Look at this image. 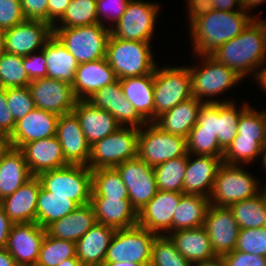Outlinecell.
Wrapping results in <instances>:
<instances>
[{
	"mask_svg": "<svg viewBox=\"0 0 266 266\" xmlns=\"http://www.w3.org/2000/svg\"><path fill=\"white\" fill-rule=\"evenodd\" d=\"M210 56L233 69L241 78L263 66L266 61V21L254 18L237 37L222 44Z\"/></svg>",
	"mask_w": 266,
	"mask_h": 266,
	"instance_id": "cell-2",
	"label": "cell"
},
{
	"mask_svg": "<svg viewBox=\"0 0 266 266\" xmlns=\"http://www.w3.org/2000/svg\"><path fill=\"white\" fill-rule=\"evenodd\" d=\"M32 176L42 172L64 167L69 163L65 160L62 146L57 136L43 138L26 143L20 149Z\"/></svg>",
	"mask_w": 266,
	"mask_h": 266,
	"instance_id": "cell-22",
	"label": "cell"
},
{
	"mask_svg": "<svg viewBox=\"0 0 266 266\" xmlns=\"http://www.w3.org/2000/svg\"><path fill=\"white\" fill-rule=\"evenodd\" d=\"M210 205L209 197L183 194L173 213L172 232L202 227Z\"/></svg>",
	"mask_w": 266,
	"mask_h": 266,
	"instance_id": "cell-35",
	"label": "cell"
},
{
	"mask_svg": "<svg viewBox=\"0 0 266 266\" xmlns=\"http://www.w3.org/2000/svg\"><path fill=\"white\" fill-rule=\"evenodd\" d=\"M263 154V165L266 167V147H263L262 153ZM266 169V168H265Z\"/></svg>",
	"mask_w": 266,
	"mask_h": 266,
	"instance_id": "cell-70",
	"label": "cell"
},
{
	"mask_svg": "<svg viewBox=\"0 0 266 266\" xmlns=\"http://www.w3.org/2000/svg\"><path fill=\"white\" fill-rule=\"evenodd\" d=\"M32 177L23 152L12 148L0 159V201L13 194Z\"/></svg>",
	"mask_w": 266,
	"mask_h": 266,
	"instance_id": "cell-34",
	"label": "cell"
},
{
	"mask_svg": "<svg viewBox=\"0 0 266 266\" xmlns=\"http://www.w3.org/2000/svg\"><path fill=\"white\" fill-rule=\"evenodd\" d=\"M46 229L36 222L13 224L5 249L17 266H35Z\"/></svg>",
	"mask_w": 266,
	"mask_h": 266,
	"instance_id": "cell-16",
	"label": "cell"
},
{
	"mask_svg": "<svg viewBox=\"0 0 266 266\" xmlns=\"http://www.w3.org/2000/svg\"><path fill=\"white\" fill-rule=\"evenodd\" d=\"M232 101L217 103V137L219 146L226 151L237 135L238 120L241 113L248 107L243 104L240 111L236 110Z\"/></svg>",
	"mask_w": 266,
	"mask_h": 266,
	"instance_id": "cell-40",
	"label": "cell"
},
{
	"mask_svg": "<svg viewBox=\"0 0 266 266\" xmlns=\"http://www.w3.org/2000/svg\"><path fill=\"white\" fill-rule=\"evenodd\" d=\"M225 266H266V257L233 250L221 257Z\"/></svg>",
	"mask_w": 266,
	"mask_h": 266,
	"instance_id": "cell-54",
	"label": "cell"
},
{
	"mask_svg": "<svg viewBox=\"0 0 266 266\" xmlns=\"http://www.w3.org/2000/svg\"><path fill=\"white\" fill-rule=\"evenodd\" d=\"M139 128L121 126L105 138L96 141L90 147L87 167L115 168L127 160L138 157Z\"/></svg>",
	"mask_w": 266,
	"mask_h": 266,
	"instance_id": "cell-6",
	"label": "cell"
},
{
	"mask_svg": "<svg viewBox=\"0 0 266 266\" xmlns=\"http://www.w3.org/2000/svg\"><path fill=\"white\" fill-rule=\"evenodd\" d=\"M13 224L14 223L5 214L3 207L0 205V249L6 247Z\"/></svg>",
	"mask_w": 266,
	"mask_h": 266,
	"instance_id": "cell-58",
	"label": "cell"
},
{
	"mask_svg": "<svg viewBox=\"0 0 266 266\" xmlns=\"http://www.w3.org/2000/svg\"><path fill=\"white\" fill-rule=\"evenodd\" d=\"M90 145L115 132L121 125L106 110L95 107L87 100H78L73 111Z\"/></svg>",
	"mask_w": 266,
	"mask_h": 266,
	"instance_id": "cell-25",
	"label": "cell"
},
{
	"mask_svg": "<svg viewBox=\"0 0 266 266\" xmlns=\"http://www.w3.org/2000/svg\"><path fill=\"white\" fill-rule=\"evenodd\" d=\"M71 0H49L48 2V23L55 27L56 18H60Z\"/></svg>",
	"mask_w": 266,
	"mask_h": 266,
	"instance_id": "cell-57",
	"label": "cell"
},
{
	"mask_svg": "<svg viewBox=\"0 0 266 266\" xmlns=\"http://www.w3.org/2000/svg\"><path fill=\"white\" fill-rule=\"evenodd\" d=\"M41 186L52 195L67 196L78 206L90 204L92 170L85 165L68 164L37 176Z\"/></svg>",
	"mask_w": 266,
	"mask_h": 266,
	"instance_id": "cell-5",
	"label": "cell"
},
{
	"mask_svg": "<svg viewBox=\"0 0 266 266\" xmlns=\"http://www.w3.org/2000/svg\"><path fill=\"white\" fill-rule=\"evenodd\" d=\"M244 9L219 11L201 6L189 11L194 51L210 55L227 41L237 37L254 19Z\"/></svg>",
	"mask_w": 266,
	"mask_h": 266,
	"instance_id": "cell-1",
	"label": "cell"
},
{
	"mask_svg": "<svg viewBox=\"0 0 266 266\" xmlns=\"http://www.w3.org/2000/svg\"><path fill=\"white\" fill-rule=\"evenodd\" d=\"M97 223L91 204L79 206L68 215L51 223L46 232L58 239L76 243L92 226Z\"/></svg>",
	"mask_w": 266,
	"mask_h": 266,
	"instance_id": "cell-31",
	"label": "cell"
},
{
	"mask_svg": "<svg viewBox=\"0 0 266 266\" xmlns=\"http://www.w3.org/2000/svg\"><path fill=\"white\" fill-rule=\"evenodd\" d=\"M87 101L112 114L121 126L128 124L130 127L140 128L141 125L144 127L149 124L126 99L119 79L94 92Z\"/></svg>",
	"mask_w": 266,
	"mask_h": 266,
	"instance_id": "cell-18",
	"label": "cell"
},
{
	"mask_svg": "<svg viewBox=\"0 0 266 266\" xmlns=\"http://www.w3.org/2000/svg\"><path fill=\"white\" fill-rule=\"evenodd\" d=\"M6 100L15 122L36 108L28 86L6 88Z\"/></svg>",
	"mask_w": 266,
	"mask_h": 266,
	"instance_id": "cell-49",
	"label": "cell"
},
{
	"mask_svg": "<svg viewBox=\"0 0 266 266\" xmlns=\"http://www.w3.org/2000/svg\"><path fill=\"white\" fill-rule=\"evenodd\" d=\"M42 50L47 62V77L72 85L76 69L79 66L75 57L54 34L47 40Z\"/></svg>",
	"mask_w": 266,
	"mask_h": 266,
	"instance_id": "cell-33",
	"label": "cell"
},
{
	"mask_svg": "<svg viewBox=\"0 0 266 266\" xmlns=\"http://www.w3.org/2000/svg\"><path fill=\"white\" fill-rule=\"evenodd\" d=\"M115 229L100 223L92 226L77 242L76 256L84 266H102Z\"/></svg>",
	"mask_w": 266,
	"mask_h": 266,
	"instance_id": "cell-29",
	"label": "cell"
},
{
	"mask_svg": "<svg viewBox=\"0 0 266 266\" xmlns=\"http://www.w3.org/2000/svg\"><path fill=\"white\" fill-rule=\"evenodd\" d=\"M58 20L62 21L61 27L88 26L99 23L97 0H71Z\"/></svg>",
	"mask_w": 266,
	"mask_h": 266,
	"instance_id": "cell-43",
	"label": "cell"
},
{
	"mask_svg": "<svg viewBox=\"0 0 266 266\" xmlns=\"http://www.w3.org/2000/svg\"><path fill=\"white\" fill-rule=\"evenodd\" d=\"M235 250L266 257V226L240 229Z\"/></svg>",
	"mask_w": 266,
	"mask_h": 266,
	"instance_id": "cell-47",
	"label": "cell"
},
{
	"mask_svg": "<svg viewBox=\"0 0 266 266\" xmlns=\"http://www.w3.org/2000/svg\"><path fill=\"white\" fill-rule=\"evenodd\" d=\"M190 131H209L217 135V103H203L197 123Z\"/></svg>",
	"mask_w": 266,
	"mask_h": 266,
	"instance_id": "cell-51",
	"label": "cell"
},
{
	"mask_svg": "<svg viewBox=\"0 0 266 266\" xmlns=\"http://www.w3.org/2000/svg\"><path fill=\"white\" fill-rule=\"evenodd\" d=\"M264 124H265V134H264V147H266V112H263Z\"/></svg>",
	"mask_w": 266,
	"mask_h": 266,
	"instance_id": "cell-69",
	"label": "cell"
},
{
	"mask_svg": "<svg viewBox=\"0 0 266 266\" xmlns=\"http://www.w3.org/2000/svg\"><path fill=\"white\" fill-rule=\"evenodd\" d=\"M149 266H192V264L176 249L171 239L162 233L153 241Z\"/></svg>",
	"mask_w": 266,
	"mask_h": 266,
	"instance_id": "cell-44",
	"label": "cell"
},
{
	"mask_svg": "<svg viewBox=\"0 0 266 266\" xmlns=\"http://www.w3.org/2000/svg\"><path fill=\"white\" fill-rule=\"evenodd\" d=\"M5 52L4 32L0 30V55Z\"/></svg>",
	"mask_w": 266,
	"mask_h": 266,
	"instance_id": "cell-68",
	"label": "cell"
},
{
	"mask_svg": "<svg viewBox=\"0 0 266 266\" xmlns=\"http://www.w3.org/2000/svg\"><path fill=\"white\" fill-rule=\"evenodd\" d=\"M53 34L82 64L106 57L111 31L105 25L96 23L78 27H53Z\"/></svg>",
	"mask_w": 266,
	"mask_h": 266,
	"instance_id": "cell-4",
	"label": "cell"
},
{
	"mask_svg": "<svg viewBox=\"0 0 266 266\" xmlns=\"http://www.w3.org/2000/svg\"><path fill=\"white\" fill-rule=\"evenodd\" d=\"M48 2L49 0H20L24 17L48 23Z\"/></svg>",
	"mask_w": 266,
	"mask_h": 266,
	"instance_id": "cell-55",
	"label": "cell"
},
{
	"mask_svg": "<svg viewBox=\"0 0 266 266\" xmlns=\"http://www.w3.org/2000/svg\"><path fill=\"white\" fill-rule=\"evenodd\" d=\"M265 124L263 112L253 111L248 106L240 115L238 120L237 135L235 138H255L264 140Z\"/></svg>",
	"mask_w": 266,
	"mask_h": 266,
	"instance_id": "cell-48",
	"label": "cell"
},
{
	"mask_svg": "<svg viewBox=\"0 0 266 266\" xmlns=\"http://www.w3.org/2000/svg\"><path fill=\"white\" fill-rule=\"evenodd\" d=\"M167 236L176 249L191 263L207 262L216 259L211 241L205 228L181 229L170 231Z\"/></svg>",
	"mask_w": 266,
	"mask_h": 266,
	"instance_id": "cell-28",
	"label": "cell"
},
{
	"mask_svg": "<svg viewBox=\"0 0 266 266\" xmlns=\"http://www.w3.org/2000/svg\"><path fill=\"white\" fill-rule=\"evenodd\" d=\"M3 32L5 52L24 57L32 54L37 48L44 47L53 35V27L45 21L26 19Z\"/></svg>",
	"mask_w": 266,
	"mask_h": 266,
	"instance_id": "cell-17",
	"label": "cell"
},
{
	"mask_svg": "<svg viewBox=\"0 0 266 266\" xmlns=\"http://www.w3.org/2000/svg\"><path fill=\"white\" fill-rule=\"evenodd\" d=\"M16 122L14 121L6 100V89L0 87V132L11 135Z\"/></svg>",
	"mask_w": 266,
	"mask_h": 266,
	"instance_id": "cell-56",
	"label": "cell"
},
{
	"mask_svg": "<svg viewBox=\"0 0 266 266\" xmlns=\"http://www.w3.org/2000/svg\"><path fill=\"white\" fill-rule=\"evenodd\" d=\"M202 105L203 102L191 97L158 116L153 123L163 132L187 139L190 130L197 123L198 112Z\"/></svg>",
	"mask_w": 266,
	"mask_h": 266,
	"instance_id": "cell-30",
	"label": "cell"
},
{
	"mask_svg": "<svg viewBox=\"0 0 266 266\" xmlns=\"http://www.w3.org/2000/svg\"><path fill=\"white\" fill-rule=\"evenodd\" d=\"M56 136L62 146L65 160L69 164L88 165L91 145L82 131L79 119L73 112L59 116Z\"/></svg>",
	"mask_w": 266,
	"mask_h": 266,
	"instance_id": "cell-19",
	"label": "cell"
},
{
	"mask_svg": "<svg viewBox=\"0 0 266 266\" xmlns=\"http://www.w3.org/2000/svg\"><path fill=\"white\" fill-rule=\"evenodd\" d=\"M203 67L196 69L188 67L191 78L192 97L203 103H223L217 100H202L203 96H215L241 80V77L231 68L217 62L210 55H204Z\"/></svg>",
	"mask_w": 266,
	"mask_h": 266,
	"instance_id": "cell-11",
	"label": "cell"
},
{
	"mask_svg": "<svg viewBox=\"0 0 266 266\" xmlns=\"http://www.w3.org/2000/svg\"><path fill=\"white\" fill-rule=\"evenodd\" d=\"M115 168L127 188L132 207L139 212L158 191L153 167L137 157Z\"/></svg>",
	"mask_w": 266,
	"mask_h": 266,
	"instance_id": "cell-13",
	"label": "cell"
},
{
	"mask_svg": "<svg viewBox=\"0 0 266 266\" xmlns=\"http://www.w3.org/2000/svg\"><path fill=\"white\" fill-rule=\"evenodd\" d=\"M194 266H225V264L221 257H217L211 261L195 263Z\"/></svg>",
	"mask_w": 266,
	"mask_h": 266,
	"instance_id": "cell-62",
	"label": "cell"
},
{
	"mask_svg": "<svg viewBox=\"0 0 266 266\" xmlns=\"http://www.w3.org/2000/svg\"><path fill=\"white\" fill-rule=\"evenodd\" d=\"M91 197H114L129 199L127 188L116 168L92 170Z\"/></svg>",
	"mask_w": 266,
	"mask_h": 266,
	"instance_id": "cell-38",
	"label": "cell"
},
{
	"mask_svg": "<svg viewBox=\"0 0 266 266\" xmlns=\"http://www.w3.org/2000/svg\"><path fill=\"white\" fill-rule=\"evenodd\" d=\"M40 180L33 176L13 194L0 201L5 214L14 224L36 222Z\"/></svg>",
	"mask_w": 266,
	"mask_h": 266,
	"instance_id": "cell-26",
	"label": "cell"
},
{
	"mask_svg": "<svg viewBox=\"0 0 266 266\" xmlns=\"http://www.w3.org/2000/svg\"><path fill=\"white\" fill-rule=\"evenodd\" d=\"M57 266H84L78 258H69L63 260Z\"/></svg>",
	"mask_w": 266,
	"mask_h": 266,
	"instance_id": "cell-65",
	"label": "cell"
},
{
	"mask_svg": "<svg viewBox=\"0 0 266 266\" xmlns=\"http://www.w3.org/2000/svg\"><path fill=\"white\" fill-rule=\"evenodd\" d=\"M255 79L259 81V84L261 83L262 87L266 89V67L261 69L260 71H254Z\"/></svg>",
	"mask_w": 266,
	"mask_h": 266,
	"instance_id": "cell-63",
	"label": "cell"
},
{
	"mask_svg": "<svg viewBox=\"0 0 266 266\" xmlns=\"http://www.w3.org/2000/svg\"><path fill=\"white\" fill-rule=\"evenodd\" d=\"M184 193L158 190L156 195L137 212V225L159 235L171 230L173 213Z\"/></svg>",
	"mask_w": 266,
	"mask_h": 266,
	"instance_id": "cell-20",
	"label": "cell"
},
{
	"mask_svg": "<svg viewBox=\"0 0 266 266\" xmlns=\"http://www.w3.org/2000/svg\"><path fill=\"white\" fill-rule=\"evenodd\" d=\"M29 54L23 57V66L30 81L47 77L46 57L41 49L39 55Z\"/></svg>",
	"mask_w": 266,
	"mask_h": 266,
	"instance_id": "cell-53",
	"label": "cell"
},
{
	"mask_svg": "<svg viewBox=\"0 0 266 266\" xmlns=\"http://www.w3.org/2000/svg\"><path fill=\"white\" fill-rule=\"evenodd\" d=\"M146 131L139 129L138 157L149 166H156L165 161L188 156L187 139L163 132L153 122Z\"/></svg>",
	"mask_w": 266,
	"mask_h": 266,
	"instance_id": "cell-10",
	"label": "cell"
},
{
	"mask_svg": "<svg viewBox=\"0 0 266 266\" xmlns=\"http://www.w3.org/2000/svg\"><path fill=\"white\" fill-rule=\"evenodd\" d=\"M239 166L222 163L209 200L211 205L228 207L232 203L255 197L261 191L258 181Z\"/></svg>",
	"mask_w": 266,
	"mask_h": 266,
	"instance_id": "cell-8",
	"label": "cell"
},
{
	"mask_svg": "<svg viewBox=\"0 0 266 266\" xmlns=\"http://www.w3.org/2000/svg\"><path fill=\"white\" fill-rule=\"evenodd\" d=\"M102 266H145L144 264H136L129 261L115 262V263H103Z\"/></svg>",
	"mask_w": 266,
	"mask_h": 266,
	"instance_id": "cell-67",
	"label": "cell"
},
{
	"mask_svg": "<svg viewBox=\"0 0 266 266\" xmlns=\"http://www.w3.org/2000/svg\"><path fill=\"white\" fill-rule=\"evenodd\" d=\"M105 58L118 79L151 74L157 66L149 42L123 40L112 35Z\"/></svg>",
	"mask_w": 266,
	"mask_h": 266,
	"instance_id": "cell-3",
	"label": "cell"
},
{
	"mask_svg": "<svg viewBox=\"0 0 266 266\" xmlns=\"http://www.w3.org/2000/svg\"><path fill=\"white\" fill-rule=\"evenodd\" d=\"M208 0H188V8L191 11L192 9L205 6Z\"/></svg>",
	"mask_w": 266,
	"mask_h": 266,
	"instance_id": "cell-66",
	"label": "cell"
},
{
	"mask_svg": "<svg viewBox=\"0 0 266 266\" xmlns=\"http://www.w3.org/2000/svg\"><path fill=\"white\" fill-rule=\"evenodd\" d=\"M203 227L217 257L235 249L240 228L229 207L210 205Z\"/></svg>",
	"mask_w": 266,
	"mask_h": 266,
	"instance_id": "cell-15",
	"label": "cell"
},
{
	"mask_svg": "<svg viewBox=\"0 0 266 266\" xmlns=\"http://www.w3.org/2000/svg\"><path fill=\"white\" fill-rule=\"evenodd\" d=\"M28 88L36 108L58 116L71 113L78 101L72 85L58 79H35L29 83Z\"/></svg>",
	"mask_w": 266,
	"mask_h": 266,
	"instance_id": "cell-14",
	"label": "cell"
},
{
	"mask_svg": "<svg viewBox=\"0 0 266 266\" xmlns=\"http://www.w3.org/2000/svg\"><path fill=\"white\" fill-rule=\"evenodd\" d=\"M126 99L147 122H154V72L119 79Z\"/></svg>",
	"mask_w": 266,
	"mask_h": 266,
	"instance_id": "cell-32",
	"label": "cell"
},
{
	"mask_svg": "<svg viewBox=\"0 0 266 266\" xmlns=\"http://www.w3.org/2000/svg\"><path fill=\"white\" fill-rule=\"evenodd\" d=\"M0 266H17L14 258L5 249H0Z\"/></svg>",
	"mask_w": 266,
	"mask_h": 266,
	"instance_id": "cell-61",
	"label": "cell"
},
{
	"mask_svg": "<svg viewBox=\"0 0 266 266\" xmlns=\"http://www.w3.org/2000/svg\"><path fill=\"white\" fill-rule=\"evenodd\" d=\"M240 229L266 226V200L262 192L228 206Z\"/></svg>",
	"mask_w": 266,
	"mask_h": 266,
	"instance_id": "cell-37",
	"label": "cell"
},
{
	"mask_svg": "<svg viewBox=\"0 0 266 266\" xmlns=\"http://www.w3.org/2000/svg\"><path fill=\"white\" fill-rule=\"evenodd\" d=\"M157 234L139 225L115 230L104 263L129 261L149 266Z\"/></svg>",
	"mask_w": 266,
	"mask_h": 266,
	"instance_id": "cell-7",
	"label": "cell"
},
{
	"mask_svg": "<svg viewBox=\"0 0 266 266\" xmlns=\"http://www.w3.org/2000/svg\"><path fill=\"white\" fill-rule=\"evenodd\" d=\"M131 0H97V18L100 24L102 15L107 19L116 21L120 20L122 14L127 10L128 4Z\"/></svg>",
	"mask_w": 266,
	"mask_h": 266,
	"instance_id": "cell-52",
	"label": "cell"
},
{
	"mask_svg": "<svg viewBox=\"0 0 266 266\" xmlns=\"http://www.w3.org/2000/svg\"><path fill=\"white\" fill-rule=\"evenodd\" d=\"M158 6L131 0L120 20L110 29L111 35L123 40L150 42Z\"/></svg>",
	"mask_w": 266,
	"mask_h": 266,
	"instance_id": "cell-12",
	"label": "cell"
},
{
	"mask_svg": "<svg viewBox=\"0 0 266 266\" xmlns=\"http://www.w3.org/2000/svg\"><path fill=\"white\" fill-rule=\"evenodd\" d=\"M30 82L23 66V56L6 52L0 55V87H26Z\"/></svg>",
	"mask_w": 266,
	"mask_h": 266,
	"instance_id": "cell-42",
	"label": "cell"
},
{
	"mask_svg": "<svg viewBox=\"0 0 266 266\" xmlns=\"http://www.w3.org/2000/svg\"><path fill=\"white\" fill-rule=\"evenodd\" d=\"M117 80L114 70L106 58H103L79 64L72 88L78 100H87L94 92Z\"/></svg>",
	"mask_w": 266,
	"mask_h": 266,
	"instance_id": "cell-24",
	"label": "cell"
},
{
	"mask_svg": "<svg viewBox=\"0 0 266 266\" xmlns=\"http://www.w3.org/2000/svg\"><path fill=\"white\" fill-rule=\"evenodd\" d=\"M12 148L10 135L0 132V159L4 157Z\"/></svg>",
	"mask_w": 266,
	"mask_h": 266,
	"instance_id": "cell-60",
	"label": "cell"
},
{
	"mask_svg": "<svg viewBox=\"0 0 266 266\" xmlns=\"http://www.w3.org/2000/svg\"><path fill=\"white\" fill-rule=\"evenodd\" d=\"M154 71V121L164 112L192 97L188 67H170Z\"/></svg>",
	"mask_w": 266,
	"mask_h": 266,
	"instance_id": "cell-9",
	"label": "cell"
},
{
	"mask_svg": "<svg viewBox=\"0 0 266 266\" xmlns=\"http://www.w3.org/2000/svg\"><path fill=\"white\" fill-rule=\"evenodd\" d=\"M69 258H77L76 243L54 238L46 232L35 266H57Z\"/></svg>",
	"mask_w": 266,
	"mask_h": 266,
	"instance_id": "cell-41",
	"label": "cell"
},
{
	"mask_svg": "<svg viewBox=\"0 0 266 266\" xmlns=\"http://www.w3.org/2000/svg\"><path fill=\"white\" fill-rule=\"evenodd\" d=\"M25 20L20 0H0V30L10 29Z\"/></svg>",
	"mask_w": 266,
	"mask_h": 266,
	"instance_id": "cell-50",
	"label": "cell"
},
{
	"mask_svg": "<svg viewBox=\"0 0 266 266\" xmlns=\"http://www.w3.org/2000/svg\"><path fill=\"white\" fill-rule=\"evenodd\" d=\"M262 193H263V195H264V198H265V200H266V187L263 189V191H261Z\"/></svg>",
	"mask_w": 266,
	"mask_h": 266,
	"instance_id": "cell-71",
	"label": "cell"
},
{
	"mask_svg": "<svg viewBox=\"0 0 266 266\" xmlns=\"http://www.w3.org/2000/svg\"><path fill=\"white\" fill-rule=\"evenodd\" d=\"M191 161L189 153L183 181V193L210 197L217 171L223 163V157L196 155ZM205 189V191H204ZM209 195V196H208Z\"/></svg>",
	"mask_w": 266,
	"mask_h": 266,
	"instance_id": "cell-23",
	"label": "cell"
},
{
	"mask_svg": "<svg viewBox=\"0 0 266 266\" xmlns=\"http://www.w3.org/2000/svg\"><path fill=\"white\" fill-rule=\"evenodd\" d=\"M265 1L266 0H242V6H243V9L247 11V9L250 10L252 7H255Z\"/></svg>",
	"mask_w": 266,
	"mask_h": 266,
	"instance_id": "cell-64",
	"label": "cell"
},
{
	"mask_svg": "<svg viewBox=\"0 0 266 266\" xmlns=\"http://www.w3.org/2000/svg\"><path fill=\"white\" fill-rule=\"evenodd\" d=\"M236 3L237 9H243L242 0H208L205 6L219 11H234L233 6Z\"/></svg>",
	"mask_w": 266,
	"mask_h": 266,
	"instance_id": "cell-59",
	"label": "cell"
},
{
	"mask_svg": "<svg viewBox=\"0 0 266 266\" xmlns=\"http://www.w3.org/2000/svg\"><path fill=\"white\" fill-rule=\"evenodd\" d=\"M187 156L171 159L153 167L158 190L183 193Z\"/></svg>",
	"mask_w": 266,
	"mask_h": 266,
	"instance_id": "cell-39",
	"label": "cell"
},
{
	"mask_svg": "<svg viewBox=\"0 0 266 266\" xmlns=\"http://www.w3.org/2000/svg\"><path fill=\"white\" fill-rule=\"evenodd\" d=\"M97 223L113 227L115 230L137 225V211L129 199L114 197H91Z\"/></svg>",
	"mask_w": 266,
	"mask_h": 266,
	"instance_id": "cell-27",
	"label": "cell"
},
{
	"mask_svg": "<svg viewBox=\"0 0 266 266\" xmlns=\"http://www.w3.org/2000/svg\"><path fill=\"white\" fill-rule=\"evenodd\" d=\"M187 152L190 155L223 157L225 151L219 146L218 137L213 132L190 131L187 137Z\"/></svg>",
	"mask_w": 266,
	"mask_h": 266,
	"instance_id": "cell-46",
	"label": "cell"
},
{
	"mask_svg": "<svg viewBox=\"0 0 266 266\" xmlns=\"http://www.w3.org/2000/svg\"><path fill=\"white\" fill-rule=\"evenodd\" d=\"M58 118L54 113L34 108L16 122L10 135L12 147L21 149L31 141L55 136Z\"/></svg>",
	"mask_w": 266,
	"mask_h": 266,
	"instance_id": "cell-21",
	"label": "cell"
},
{
	"mask_svg": "<svg viewBox=\"0 0 266 266\" xmlns=\"http://www.w3.org/2000/svg\"><path fill=\"white\" fill-rule=\"evenodd\" d=\"M78 207L67 196L52 195L41 186L37 197L36 223L46 229L51 223L68 215Z\"/></svg>",
	"mask_w": 266,
	"mask_h": 266,
	"instance_id": "cell-36",
	"label": "cell"
},
{
	"mask_svg": "<svg viewBox=\"0 0 266 266\" xmlns=\"http://www.w3.org/2000/svg\"><path fill=\"white\" fill-rule=\"evenodd\" d=\"M264 147V140L255 138H234L232 144L224 152L223 163L237 165V162H250L260 156Z\"/></svg>",
	"mask_w": 266,
	"mask_h": 266,
	"instance_id": "cell-45",
	"label": "cell"
}]
</instances>
